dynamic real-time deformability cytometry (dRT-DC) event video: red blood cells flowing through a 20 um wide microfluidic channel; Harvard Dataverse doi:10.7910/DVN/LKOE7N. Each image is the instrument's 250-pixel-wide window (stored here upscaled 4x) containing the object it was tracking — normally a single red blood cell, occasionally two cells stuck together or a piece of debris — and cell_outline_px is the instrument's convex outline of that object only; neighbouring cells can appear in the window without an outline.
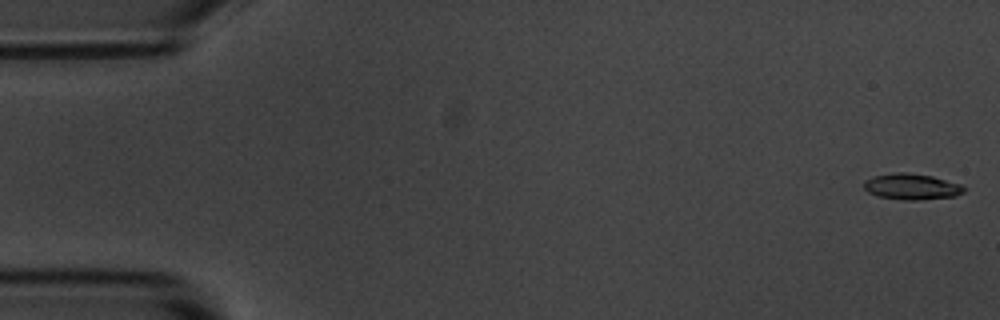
{"species": "common noctule bat (a hibernating species)", "species_latin": "Nyctalus noctula", "temperature_condition": "room temperature", "stored_images_in_passage": 55, "camera_frame_rate_fps": 3000, "um_per_image_px": 0.085, "animal": {"sex": "male", "body_mass_g": 20.1, "forearm_length_mm": 53.5}, "frame": {"image": 1, "passage_image": 1, "time_ms": 0.0, "image_size_px": [1000, 320], "cell_outline_px": [[964, 192], [956, 196], [920, 200], [904, 200], [876, 196], [868, 192], [864, 188], [864, 180], [872, 176], [896, 172], [904, 172], [932, 176], [964, 184]], "centroid_in_image_um": [77.5, 15.86], "position_along_channel_um": 7.5, "area_um2": 15.37}}
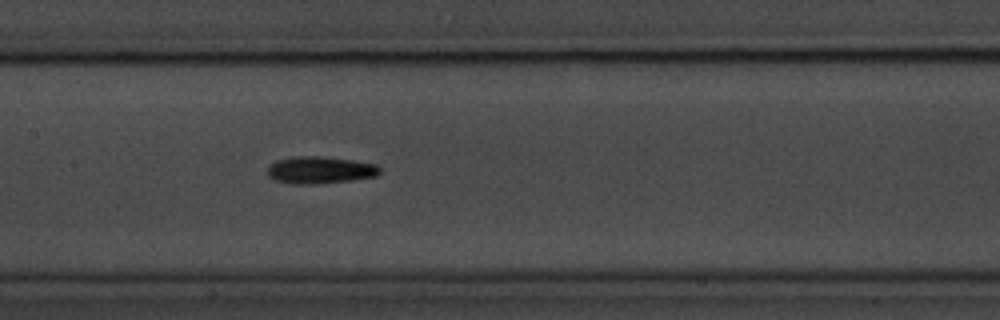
{"frame": {"image": 2, "passage_image": 26, "time_ms": 8.333, "image_size_px": [1000, 320], "cell_outline_px": [[380, 172], [376, 176], [352, 180], [316, 184], [292, 184], [276, 180], [268, 176], [268, 168], [276, 160], [292, 156], [320, 156], [352, 160], [376, 164], [380, 168]], "centroid_in_image_um": [27.2, 14.45], "position_along_channel_um": 180.2, "area_um2": 17.74}}
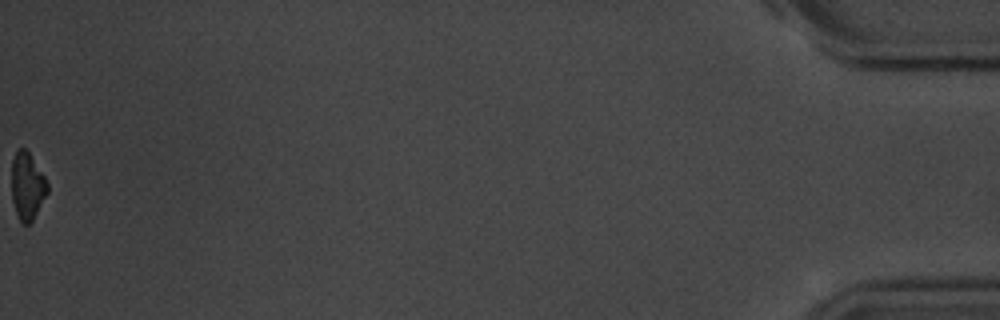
{"frame": {"image": 3, "passage_image": 55, "time_ms": 18.0, "image_size_px": [1000, 320], "cell_outline_px": [[48, 192], [32, 220], [28, 224], [20, 224], [12, 200], [12, 160], [16, 148], [24, 148], [28, 152], [44, 176], [48, 184]], "centroid_in_image_um": [2.3, 15.82], "position_along_channel_um": 432.9, "area_um2": 13.93}, "authors_computed_cell_mechanics": {"area_um2": 15.7216, "velocity_mm_per_s": 3.6742, "shape_relaxation_time_tau1_ms": 2.2113, "shape_relaxation_time_tau2_ms": null, "deformation_change_tau1": 0.1314, "deformation_change_tau2": null}}